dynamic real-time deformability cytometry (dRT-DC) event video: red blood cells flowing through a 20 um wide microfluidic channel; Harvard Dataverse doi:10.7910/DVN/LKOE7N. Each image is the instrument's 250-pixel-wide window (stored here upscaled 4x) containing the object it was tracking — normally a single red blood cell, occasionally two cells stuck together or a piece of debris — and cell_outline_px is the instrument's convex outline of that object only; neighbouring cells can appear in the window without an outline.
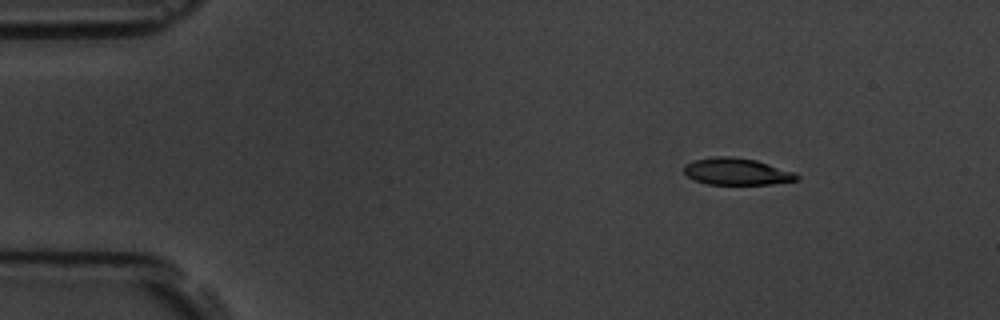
{"species": "common noctule bat (a hibernating species)", "species_latin": "Nyctalus noctula", "temperature_condition": "room temperature", "stored_images_in_passage": 9, "camera_frame_rate_fps": 3000, "um_per_image_px": 0.085, "animal": {"sex": "male", "body_mass_g": 19.5, "forearm_length_mm": 54.6}, "frame": {"image": 1, "passage_image": 1, "time_ms": 0.0, "image_size_px": [1000, 320], "cell_outline_px": [[800, 180], [772, 184], [708, 184], [696, 180], [688, 176], [684, 172], [684, 164], [692, 160], [716, 156], [732, 156], [756, 160], [796, 172], [800, 176]], "centroid_in_image_um": [62.66, 14.57], "position_along_channel_um": 22.3, "area_um2": 17.8}}
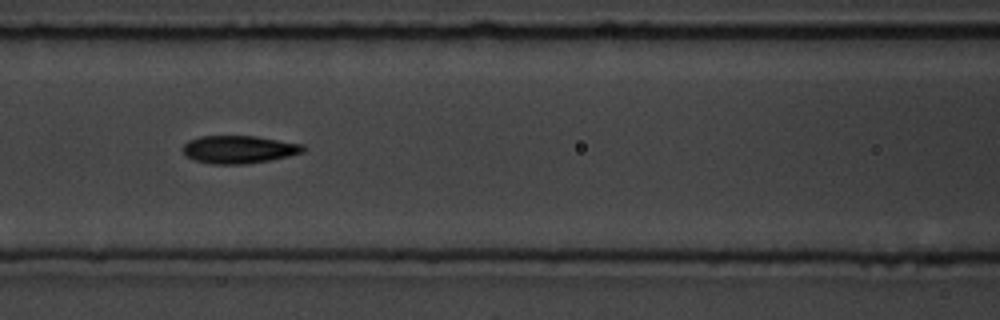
{"frame": {"image": 2, "passage_image": 6, "time_ms": 5.667, "image_size_px": [1000, 320], "cell_outline_px": [[308, 148], [304, 152], [272, 160], [248, 164], [212, 164], [196, 160], [188, 156], [184, 152], [184, 144], [188, 140], [200, 136], [256, 136], [304, 144]], "centroid_in_image_um": [20.38, 12.7], "position_along_channel_um": 146.2, "area_um2": 19.59}}
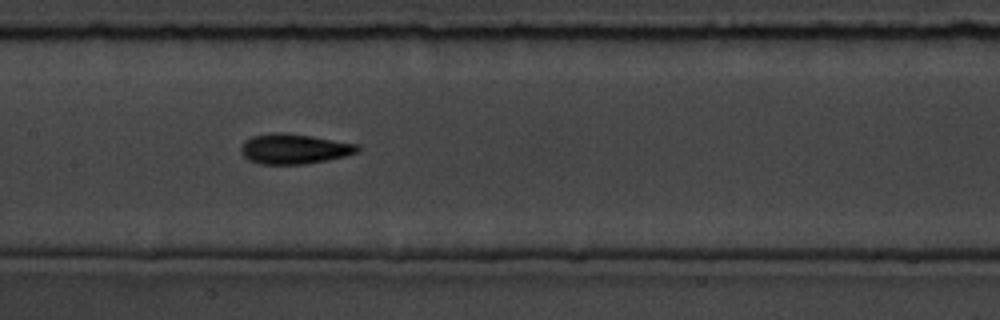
{"frame": {"image": 3, "passage_image": 7, "time_ms": 6.667, "image_size_px": [1000, 320], "cell_outline_px": [[360, 148], [356, 152], [344, 156], [304, 164], [260, 164], [248, 160], [240, 152], [240, 148], [244, 140], [252, 136], [276, 132], [284, 132], [312, 136], [360, 144]], "centroid_in_image_um": [24.97, 12.64], "position_along_channel_um": 182.4, "area_um2": 20.46}}